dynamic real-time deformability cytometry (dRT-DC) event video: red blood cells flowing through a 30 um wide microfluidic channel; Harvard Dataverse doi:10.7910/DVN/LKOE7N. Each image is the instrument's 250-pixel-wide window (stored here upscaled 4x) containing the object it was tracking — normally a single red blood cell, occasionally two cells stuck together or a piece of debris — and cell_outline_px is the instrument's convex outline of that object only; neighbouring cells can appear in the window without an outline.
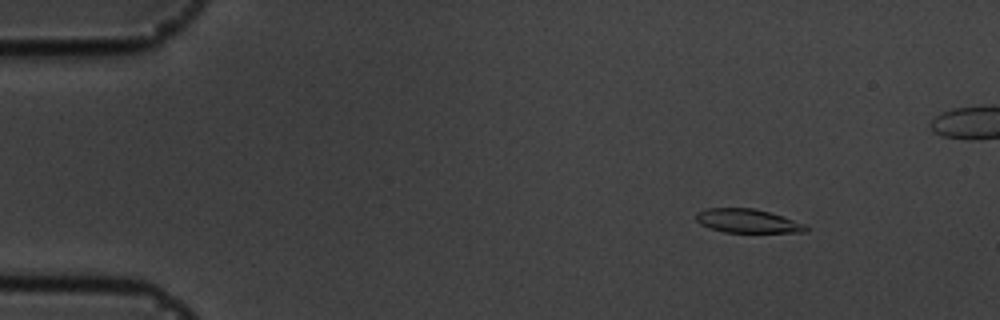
{"species": "common noctule bat (a hibernating species)", "species_latin": "Nyctalus noctula", "temperature_condition": "cold", "stored_images_in_passage": 53, "camera_frame_rate_fps": 3000, "um_per_image_px": 0.085, "animal": {"sex": "male", "body_mass_g": 19.5, "forearm_length_mm": 54.6}, "frame": {"image": 1, "passage_image": 3, "time_ms": 0.667, "image_size_px": [1000, 320], "cell_outline_px": [[808, 232], [724, 232], [700, 224], [696, 220], [696, 212], [708, 208], [756, 208], [808, 224]], "centroid_in_image_um": [63.58, 18.77], "position_along_channel_um": 21.4, "area_um2": 15.26}}
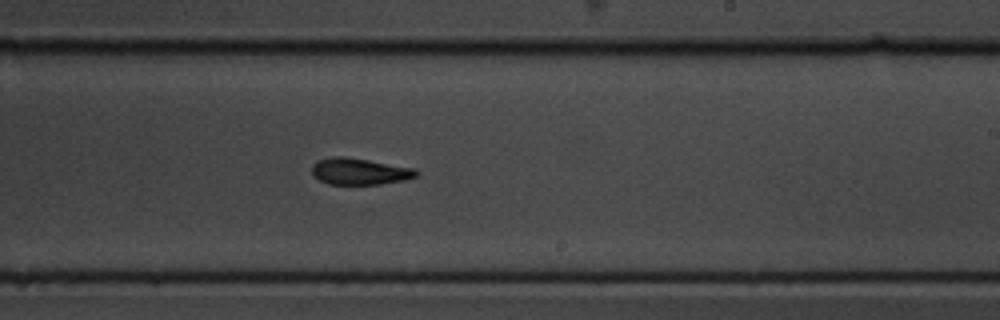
{"frame": {"image": 2, "passage_image": 30, "time_ms": 9.667, "image_size_px": [1000, 320], "cell_outline_px": [[420, 172], [416, 176], [404, 180], [380, 184], [328, 184], [312, 176], [312, 164], [316, 160], [332, 156], [344, 156], [416, 168]], "centroid_in_image_um": [30.54, 14.56], "position_along_channel_um": 258.5, "area_um2": 16.3}}
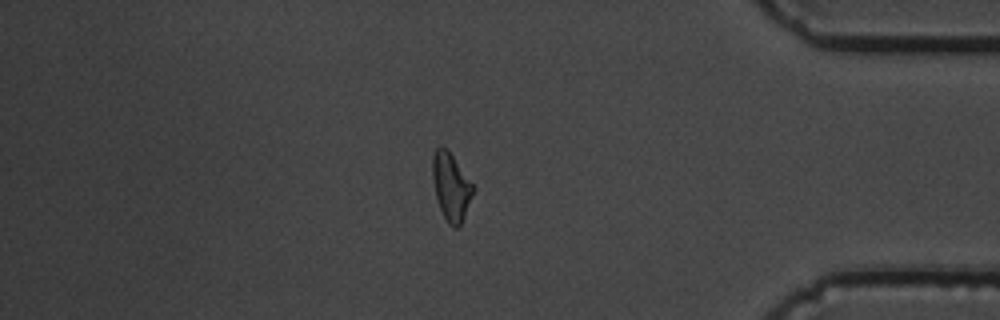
{"frame": {"image": 3, "passage_image": 44, "time_ms": 14.333, "image_size_px": [1000, 320], "cell_outline_px": [[476, 188], [464, 216], [460, 224], [456, 228], [452, 228], [448, 224], [440, 208], [436, 196], [432, 176], [432, 156], [436, 148], [440, 144], [448, 148]], "centroid_in_image_um": [38.34, 15.82], "position_along_channel_um": 396.9, "area_um2": 16.18}, "authors_computed_cell_mechanics": {"area_um2": 16.2418, "velocity_mm_per_s": 3.5749, "shape_relaxation_time_tau1_ms": 4.1416, "shape_relaxation_time_tau2_ms": 9.6607, "deformation_change_tau1": 0.1222, "deformation_change_tau2": 0.1907}}